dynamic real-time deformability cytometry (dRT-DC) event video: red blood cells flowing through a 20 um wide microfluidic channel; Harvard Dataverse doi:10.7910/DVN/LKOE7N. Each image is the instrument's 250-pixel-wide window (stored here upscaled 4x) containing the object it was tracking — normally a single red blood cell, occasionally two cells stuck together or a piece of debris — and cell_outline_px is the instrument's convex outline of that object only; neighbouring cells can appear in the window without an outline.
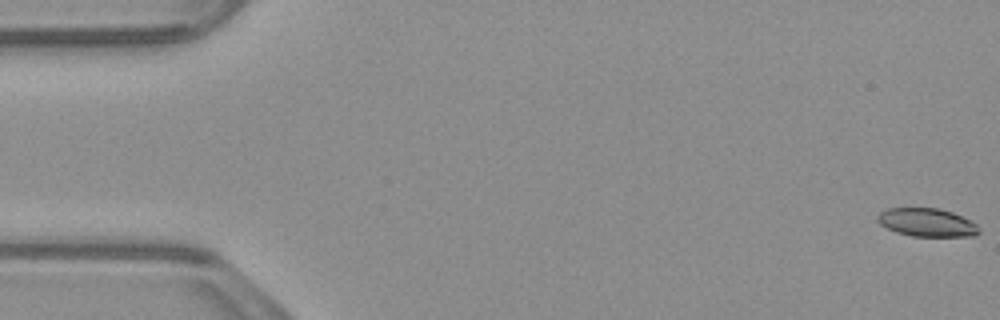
{"species": "common noctule bat (a hibernating species)", "species_latin": "Nyctalus noctula", "temperature_condition": "warm", "stored_images_in_passage": 54, "camera_frame_rate_fps": 3000, "um_per_image_px": 0.085, "animal": {"sex": "male", "body_mass_g": 23.1, "forearm_length_mm": 52.7}, "frame": {"image": 1, "passage_image": 1, "time_ms": 0.0, "image_size_px": [1000, 320], "cell_outline_px": [[980, 232], [976, 236], [912, 236], [896, 232], [880, 224], [876, 220], [876, 216], [880, 212], [888, 208], [936, 208], [952, 212], [972, 220], [980, 228]], "centroid_in_image_um": [78.81, 18.91], "position_along_channel_um": 6.2, "area_um2": 16.82}}
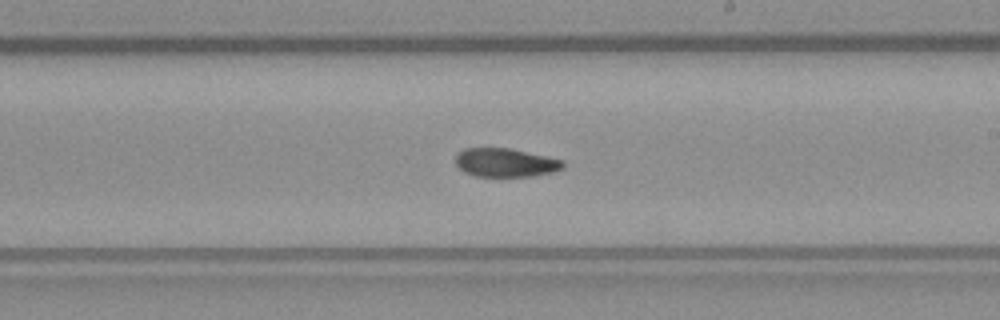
{"frame": {"image": 2, "passage_image": 31, "time_ms": 10.0, "image_size_px": [1000, 320], "cell_outline_px": [[564, 168], [552, 172], [536, 176], [476, 176], [464, 172], [456, 164], [456, 152], [464, 148], [512, 148], [564, 160]], "centroid_in_image_um": [42.98, 13.81], "position_along_channel_um": 246.0, "area_um2": 18.09}}
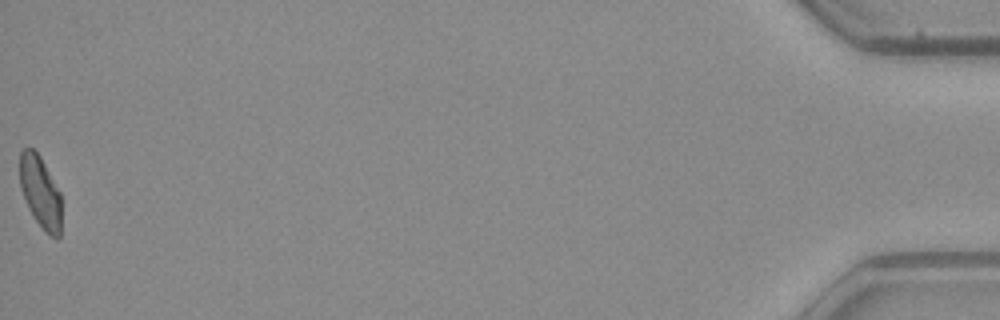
{"frame": {"image": 3, "passage_image": 54, "time_ms": 17.667, "image_size_px": [1000, 320], "cell_outline_px": [[60, 236], [56, 240], [44, 232], [28, 208], [20, 188], [20, 152], [24, 148], [32, 148], [40, 156], [60, 192]], "centroid_in_image_um": [3.42, 16.35], "position_along_channel_um": 431.8, "area_um2": 17.4}}